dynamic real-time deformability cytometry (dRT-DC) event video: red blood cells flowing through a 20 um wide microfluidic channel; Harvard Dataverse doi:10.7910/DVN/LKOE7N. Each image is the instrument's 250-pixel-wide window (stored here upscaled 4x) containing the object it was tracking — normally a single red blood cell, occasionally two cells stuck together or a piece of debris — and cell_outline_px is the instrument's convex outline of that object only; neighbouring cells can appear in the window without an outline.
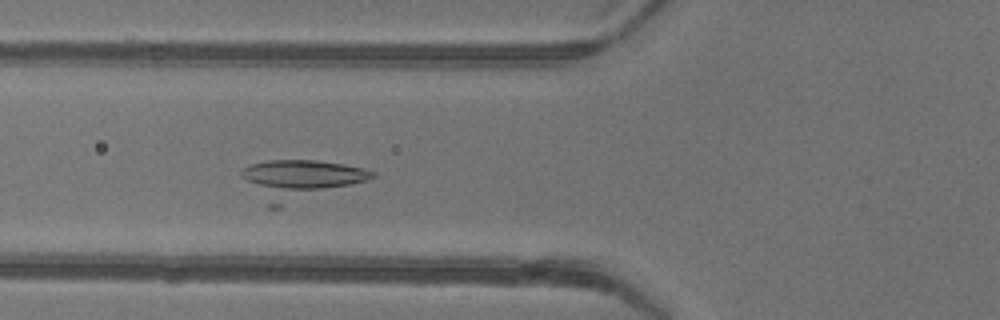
{"species": "common noctule bat (a hibernating species)", "species_latin": "Nyctalus noctula", "temperature_condition": "warm", "stored_images_in_passage": 14, "camera_frame_rate_fps": 3000, "um_per_image_px": 0.085, "animal": {"sex": "female"}, "frame": {"image": 1, "passage_image": 5, "time_ms": 1.333, "image_size_px": [1000, 320], "cell_outline_px": [[376, 176], [368, 180], [280, 208], [268, 208], [240, 176], [240, 172], [244, 168], [252, 164], [268, 160], [316, 160], [344, 164], [364, 168], [376, 172]], "centroid_in_image_um": [25.48, 15.28], "position_along_channel_um": 100.3, "area_um2": 30.29}}
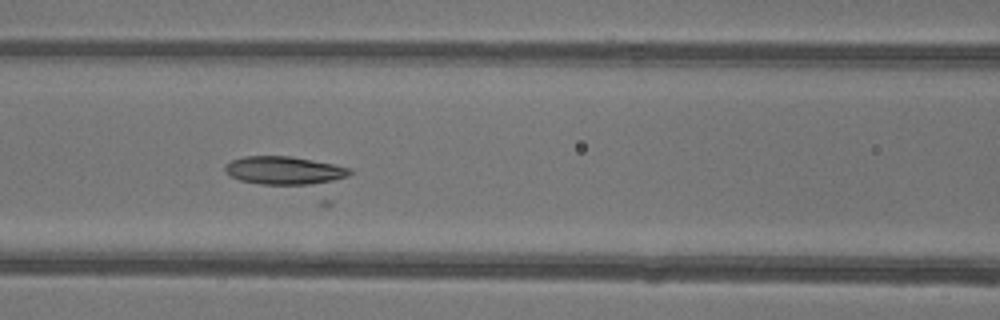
{"frame": {"image": 2, "passage_image": 8, "time_ms": 2.333, "image_size_px": [1000, 320], "cell_outline_px": [[352, 172], [348, 176], [324, 184], [260, 184], [240, 180], [224, 172], [224, 164], [232, 160], [244, 156], [292, 156], [352, 168]], "centroid_in_image_um": [24.18, 14.49], "position_along_channel_um": 142.4, "area_um2": 20.58}}
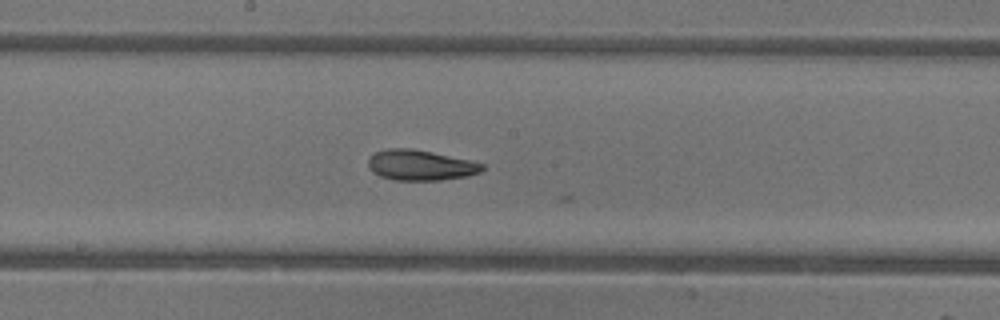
{"frame": {"image": 3, "passage_image": 13, "time_ms": 4.0, "image_size_px": [1000, 320], "cell_outline_px": [[484, 168], [480, 172], [468, 176], [440, 180], [396, 180], [380, 176], [372, 172], [368, 168], [368, 156], [376, 152], [388, 148], [412, 148], [432, 152], [468, 160], [484, 164]], "centroid_in_image_um": [35.7, 14.04], "position_along_channel_um": 212.5, "area_um2": 20.23}}